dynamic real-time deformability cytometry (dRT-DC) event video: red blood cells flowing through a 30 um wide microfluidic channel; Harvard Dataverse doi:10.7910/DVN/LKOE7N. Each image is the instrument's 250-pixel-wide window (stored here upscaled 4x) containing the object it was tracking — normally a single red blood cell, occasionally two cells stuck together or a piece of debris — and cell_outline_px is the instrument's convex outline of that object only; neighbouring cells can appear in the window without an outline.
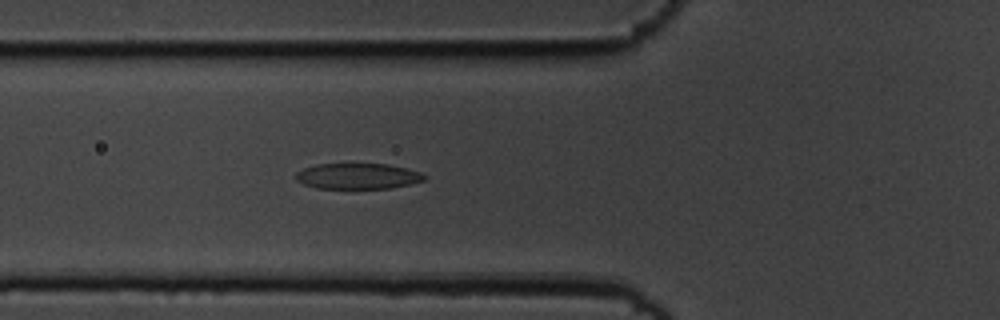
{"species": "common noctule bat (a hibernating species)", "species_latin": "Nyctalus noctula", "temperature_condition": "cold", "stored_images_in_passage": 55, "camera_frame_rate_fps": 3000, "um_per_image_px": 0.085, "animal": {"sex": "male", "body_mass_g": 19.5, "forearm_length_mm": 54.6}, "frame": {"image": 1, "passage_image": 20, "time_ms": 6.333, "image_size_px": [1000, 320], "cell_outline_px": [[428, 176], [424, 180], [392, 188], [316, 188], [304, 184], [296, 180], [296, 172], [304, 168], [316, 164], [388, 164], [420, 172]], "centroid_in_image_um": [30.4, 14.97], "position_along_channel_um": 95.4, "area_um2": 19.13}}
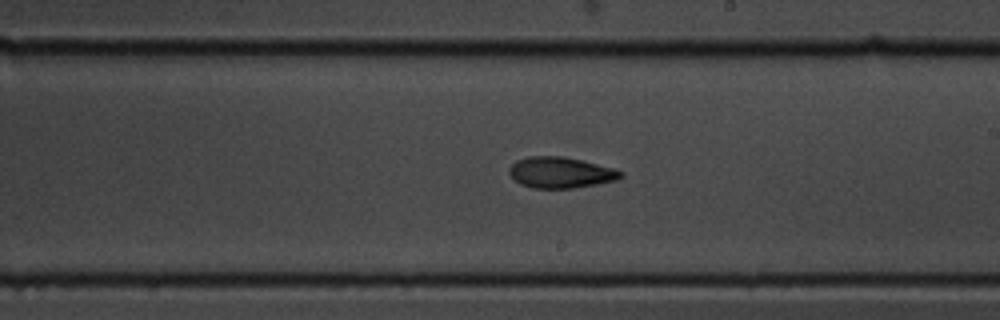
{"frame": {"image": 2, "passage_image": 32, "time_ms": 10.333, "image_size_px": [1000, 320], "cell_outline_px": [[624, 176], [616, 180], [596, 184], [572, 188], [532, 188], [520, 184], [508, 172], [508, 168], [516, 160], [528, 156], [560, 156], [580, 160], [612, 168], [624, 172]], "centroid_in_image_um": [47.63, 14.66], "position_along_channel_um": 241.4, "area_um2": 20.0}}
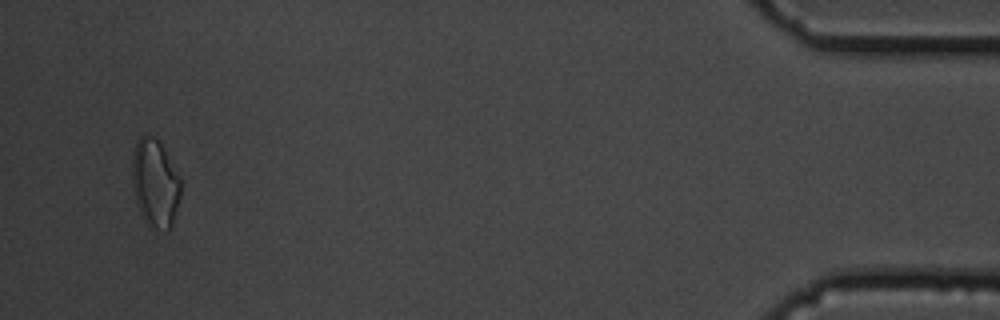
{"frame": {"image": 3, "passage_image": 53, "time_ms": 17.333, "image_size_px": [1000, 320], "cell_outline_px": [[180, 196], [172, 224], [168, 232], [148, 228], [136, 204], [132, 180], [132, 160], [136, 140], [140, 136], [152, 136], [160, 144], [180, 180]], "centroid_in_image_um": [13.15, 15.65], "position_along_channel_um": 422.1, "area_um2": 24.62}, "authors_computed_cell_mechanics": {"area_um2": 20.2878, "velocity_mm_per_s": 3.6452, "shape_relaxation_time_tau1_ms": 4.8205, "shape_relaxation_time_tau2_ms": 3.0251, "deformation_change_tau1": 0.1478, "deformation_change_tau2": 0.0882}}